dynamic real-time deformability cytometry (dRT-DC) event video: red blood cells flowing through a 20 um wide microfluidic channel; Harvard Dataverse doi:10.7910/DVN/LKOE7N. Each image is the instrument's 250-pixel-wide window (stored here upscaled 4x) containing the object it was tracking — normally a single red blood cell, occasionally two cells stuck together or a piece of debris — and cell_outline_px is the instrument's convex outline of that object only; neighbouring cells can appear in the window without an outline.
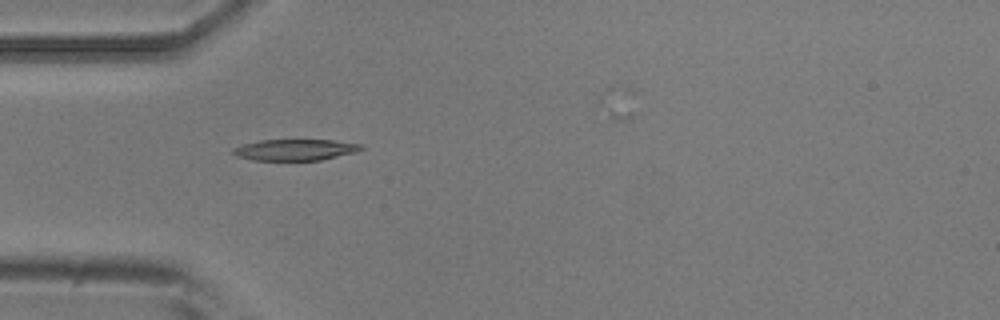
{"species": "common noctule bat (a hibernating species)", "species_latin": "Nyctalus noctula", "temperature_condition": "room temperature", "stored_images_in_passage": 7, "camera_frame_rate_fps": 3000, "um_per_image_px": 0.085, "animal": {"sex": "male", "body_mass_g": 20.5, "forearm_length_mm": 52.5}, "frame": {"image": 1, "passage_image": 1, "time_ms": 0.0, "image_size_px": [1000, 320], "cell_outline_px": [[364, 148], [356, 152], [320, 160], [252, 160], [236, 156], [232, 152], [232, 148], [244, 144], [260, 140], [332, 140], [364, 144]], "centroid_in_image_um": [25.1, 12.73], "position_along_channel_um": 59.9, "area_um2": 15.84}}
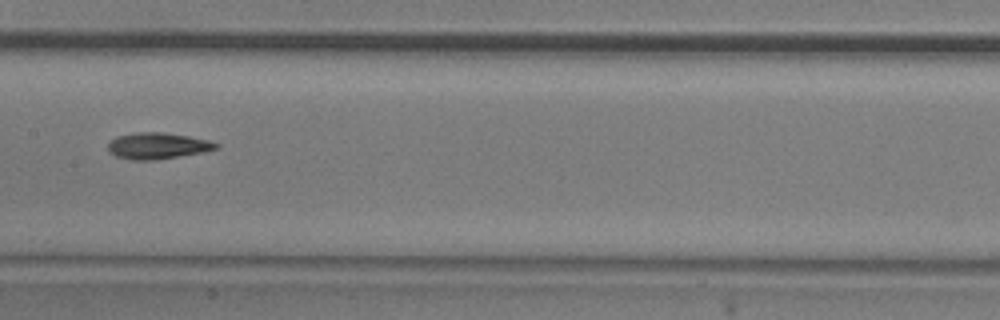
{"frame": {"image": 2, "passage_image": 4, "time_ms": 3.667, "image_size_px": [1000, 320], "cell_outline_px": [[220, 148], [200, 152], [152, 160], [132, 160], [116, 156], [108, 152], [108, 144], [116, 136], [136, 132], [164, 132], [188, 136], [208, 140], [220, 144]], "centroid_in_image_um": [13.37, 12.38], "position_along_channel_um": 194.0, "area_um2": 16.42}}
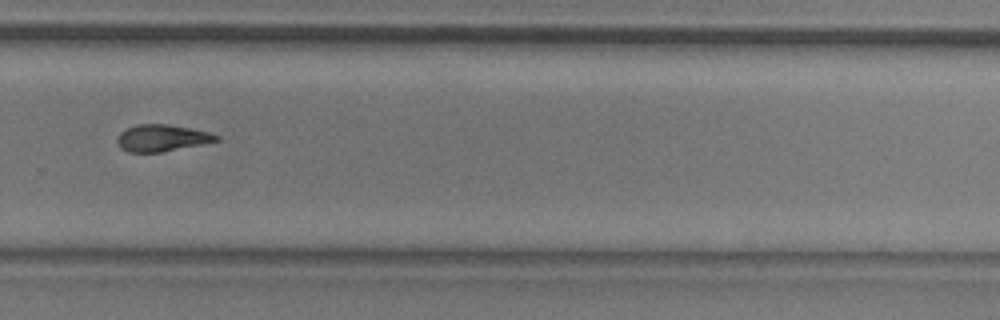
{"frame": {"image": 3, "passage_image": 7, "time_ms": 7.0, "image_size_px": [1000, 320], "cell_outline_px": [[220, 140], [160, 152], [128, 152], [120, 148], [116, 140], [120, 132], [124, 128], [136, 124], [168, 124], [208, 132], [220, 136]], "centroid_in_image_um": [13.7, 11.72], "position_along_channel_um": 316.1, "area_um2": 15.37}}